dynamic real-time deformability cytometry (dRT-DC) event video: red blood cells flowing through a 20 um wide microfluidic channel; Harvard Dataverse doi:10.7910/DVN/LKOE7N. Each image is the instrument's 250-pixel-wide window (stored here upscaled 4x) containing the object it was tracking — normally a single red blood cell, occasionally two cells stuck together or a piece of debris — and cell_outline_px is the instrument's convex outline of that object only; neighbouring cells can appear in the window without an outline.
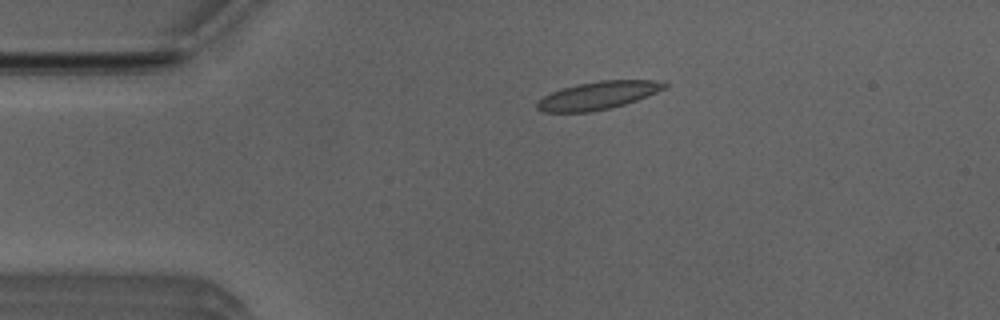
{"species": "Egyptian fruit bat (a non-hibernating species)", "species_latin": "Rousettus aegyptiacus", "temperature_condition": "room temperature", "stored_images_in_passage": 52, "camera_frame_rate_fps": 3000, "um_per_image_px": 0.085, "animal": {"sex": "male"}, "frame": {"image": 1, "passage_image": 11, "time_ms": 3.333, "image_size_px": [1000, 320], "cell_outline_px": [[668, 88], [636, 100], [624, 104], [592, 112], [540, 112], [536, 108], [536, 104], [544, 96], [552, 92], [564, 88], [580, 84], [600, 80], [652, 80], [668, 84]], "centroid_in_image_um": [50.83, 8.12], "position_along_channel_um": 34.2, "area_um2": 20.46}}
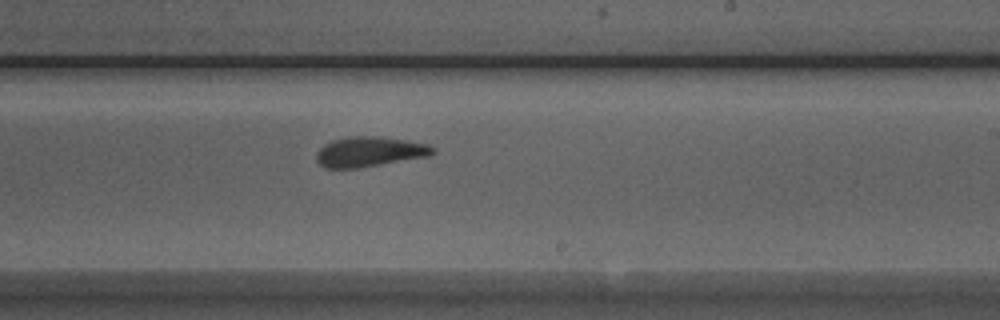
{"frame": {"image": 2, "passage_image": 31, "time_ms": 10.0, "image_size_px": [1000, 320], "cell_outline_px": [[436, 152], [428, 156], [356, 168], [324, 168], [316, 160], [316, 152], [324, 144], [332, 140], [348, 136], [380, 136], [428, 144], [436, 148]], "centroid_in_image_um": [31.39, 12.89], "position_along_channel_um": 257.6, "area_um2": 20.35}}
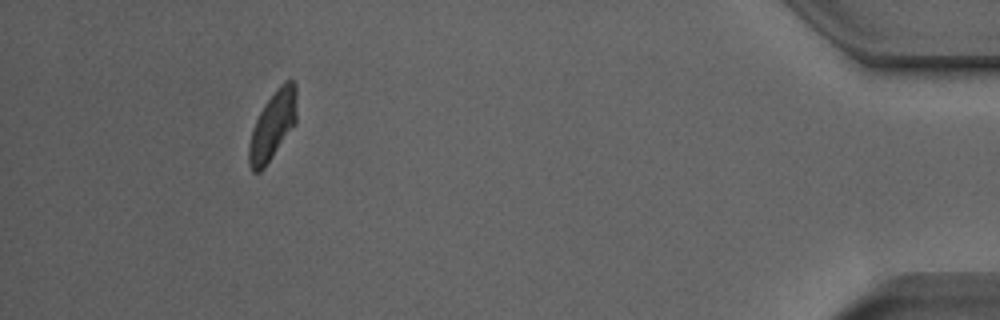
{"frame": {"image": 3, "passage_image": 48, "time_ms": 15.667, "image_size_px": [1000, 320], "cell_outline_px": [[296, 124], [264, 168], [260, 172], [252, 172], [248, 164], [248, 144], [256, 120], [264, 104], [276, 88], [284, 80], [292, 80], [296, 84]], "centroid_in_image_um": [23.18, 10.67], "position_along_channel_um": 412.0, "area_um2": 19.19}, "authors_computed_cell_mechanics": {"area_um2": 20.3167, "velocity_mm_per_s": 3.9259, "shape_relaxation_time_tau1_ms": 6.1885, "shape_relaxation_time_tau2_ms": 2.2835, "deformation_change_tau1": 0.1801, "deformation_change_tau2": 0.1031}}